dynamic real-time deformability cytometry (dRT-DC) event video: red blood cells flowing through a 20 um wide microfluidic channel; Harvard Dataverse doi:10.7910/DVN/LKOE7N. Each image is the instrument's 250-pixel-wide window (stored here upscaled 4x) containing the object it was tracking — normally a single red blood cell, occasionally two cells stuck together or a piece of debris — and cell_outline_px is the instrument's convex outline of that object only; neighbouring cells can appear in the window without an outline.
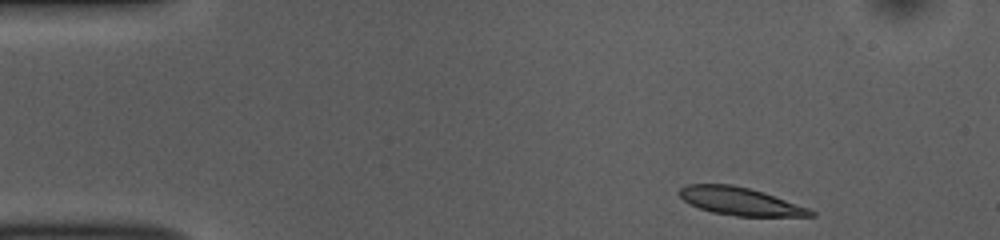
{"species": "common noctule bat (a hibernating species)", "species_latin": "Nyctalus noctula", "temperature_condition": "room temperature", "stored_images_in_passage": 47, "camera_frame_rate_fps": 3000, "um_per_image_px": 0.085, "animal": {"sex": "female", "body_mass_g": 10.0, "forearm_length_mm": 53.1}, "frame": {"image": 1, "passage_image": 1, "time_ms": 0.0, "image_size_px": [1000, 240], "cell_outline_px": [[816, 216], [736, 216], [712, 212], [688, 204], [680, 196], [680, 188], [688, 184], [732, 184], [764, 192], [808, 208], [816, 212]], "centroid_in_image_um": [62.91, 17.11], "position_along_channel_um": 22.1, "area_um2": 21.15}}
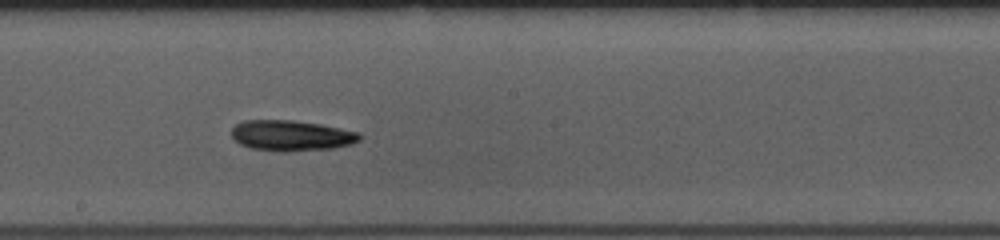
{"frame": {"image": 2, "passage_image": 23, "time_ms": 7.333, "image_size_px": [1000, 240], "cell_outline_px": [[360, 140], [352, 144], [332, 148], [288, 152], [284, 152], [252, 148], [240, 144], [232, 140], [232, 128], [236, 124], [244, 120], [292, 120], [320, 124], [360, 132]], "centroid_in_image_um": [24.75, 11.52], "position_along_channel_um": 223.4, "area_um2": 22.95}}
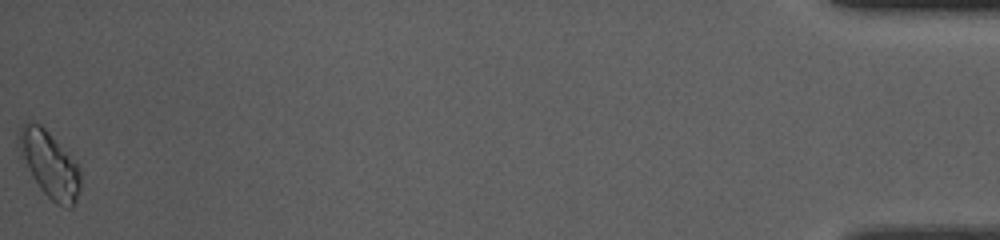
{"frame": {"image": 3, "passage_image": 47, "time_ms": 15.333, "image_size_px": [1000, 240], "cell_outline_px": [[80, 188], [76, 200], [72, 208], [68, 208], [56, 204], [40, 188], [32, 176], [20, 156], [16, 136], [24, 120], [32, 120], [40, 124], [48, 132], [80, 168]], "centroid_in_image_um": [4.16, 13.94], "position_along_channel_um": 431.0, "area_um2": 23.7}, "authors_computed_cell_mechanics": {"area_um2": 21.5594, "velocity_mm_per_s": 3.7857, "shape_relaxation_time_tau1_ms": 4.4845, "shape_relaxation_time_tau2_ms": null, "deformation_change_tau1": 0.13, "deformation_change_tau2": null}}